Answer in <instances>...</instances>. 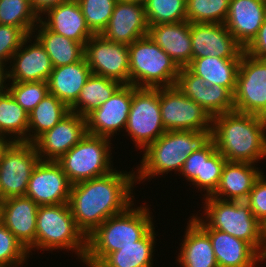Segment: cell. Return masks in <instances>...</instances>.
Returning a JSON list of instances; mask_svg holds the SVG:
<instances>
[{"label": "cell", "mask_w": 266, "mask_h": 267, "mask_svg": "<svg viewBox=\"0 0 266 267\" xmlns=\"http://www.w3.org/2000/svg\"><path fill=\"white\" fill-rule=\"evenodd\" d=\"M135 176V172L114 170L71 186L68 204L77 227L86 237L109 217L134 204L131 191L137 183Z\"/></svg>", "instance_id": "1"}, {"label": "cell", "mask_w": 266, "mask_h": 267, "mask_svg": "<svg viewBox=\"0 0 266 267\" xmlns=\"http://www.w3.org/2000/svg\"><path fill=\"white\" fill-rule=\"evenodd\" d=\"M265 132L263 116L234 110L212 117V140L230 162L255 164L260 158H266Z\"/></svg>", "instance_id": "2"}, {"label": "cell", "mask_w": 266, "mask_h": 267, "mask_svg": "<svg viewBox=\"0 0 266 267\" xmlns=\"http://www.w3.org/2000/svg\"><path fill=\"white\" fill-rule=\"evenodd\" d=\"M130 205L124 212L109 217L89 236L83 262L97 267L110 253L140 240L154 225L149 208Z\"/></svg>", "instance_id": "3"}, {"label": "cell", "mask_w": 266, "mask_h": 267, "mask_svg": "<svg viewBox=\"0 0 266 267\" xmlns=\"http://www.w3.org/2000/svg\"><path fill=\"white\" fill-rule=\"evenodd\" d=\"M212 141V130L166 131L144 149L135 181H142L175 170L180 172L192 152L204 149Z\"/></svg>", "instance_id": "4"}, {"label": "cell", "mask_w": 266, "mask_h": 267, "mask_svg": "<svg viewBox=\"0 0 266 267\" xmlns=\"http://www.w3.org/2000/svg\"><path fill=\"white\" fill-rule=\"evenodd\" d=\"M204 203L208 222L201 217L191 216L201 228L217 229L242 239L266 259L263 225L255 218L245 201H226L208 196Z\"/></svg>", "instance_id": "5"}, {"label": "cell", "mask_w": 266, "mask_h": 267, "mask_svg": "<svg viewBox=\"0 0 266 267\" xmlns=\"http://www.w3.org/2000/svg\"><path fill=\"white\" fill-rule=\"evenodd\" d=\"M130 84L137 88L175 86L180 68L148 35L128 45Z\"/></svg>", "instance_id": "6"}, {"label": "cell", "mask_w": 266, "mask_h": 267, "mask_svg": "<svg viewBox=\"0 0 266 267\" xmlns=\"http://www.w3.org/2000/svg\"><path fill=\"white\" fill-rule=\"evenodd\" d=\"M35 248L73 249L84 260L87 237L77 227L68 203L38 206Z\"/></svg>", "instance_id": "7"}, {"label": "cell", "mask_w": 266, "mask_h": 267, "mask_svg": "<svg viewBox=\"0 0 266 267\" xmlns=\"http://www.w3.org/2000/svg\"><path fill=\"white\" fill-rule=\"evenodd\" d=\"M110 139L88 134L57 162L70 183L104 176L112 171Z\"/></svg>", "instance_id": "8"}, {"label": "cell", "mask_w": 266, "mask_h": 267, "mask_svg": "<svg viewBox=\"0 0 266 267\" xmlns=\"http://www.w3.org/2000/svg\"><path fill=\"white\" fill-rule=\"evenodd\" d=\"M125 130L139 149H145L166 132L161 118L159 88L134 86Z\"/></svg>", "instance_id": "9"}, {"label": "cell", "mask_w": 266, "mask_h": 267, "mask_svg": "<svg viewBox=\"0 0 266 267\" xmlns=\"http://www.w3.org/2000/svg\"><path fill=\"white\" fill-rule=\"evenodd\" d=\"M161 118L166 131L212 130V117L176 86L159 88Z\"/></svg>", "instance_id": "10"}, {"label": "cell", "mask_w": 266, "mask_h": 267, "mask_svg": "<svg viewBox=\"0 0 266 267\" xmlns=\"http://www.w3.org/2000/svg\"><path fill=\"white\" fill-rule=\"evenodd\" d=\"M233 102L237 112L266 118V59L242 53Z\"/></svg>", "instance_id": "11"}, {"label": "cell", "mask_w": 266, "mask_h": 267, "mask_svg": "<svg viewBox=\"0 0 266 267\" xmlns=\"http://www.w3.org/2000/svg\"><path fill=\"white\" fill-rule=\"evenodd\" d=\"M40 161L33 143L12 142L0 158V190L3 199L25 196L32 172Z\"/></svg>", "instance_id": "12"}, {"label": "cell", "mask_w": 266, "mask_h": 267, "mask_svg": "<svg viewBox=\"0 0 266 267\" xmlns=\"http://www.w3.org/2000/svg\"><path fill=\"white\" fill-rule=\"evenodd\" d=\"M84 57L92 74L130 84L128 45L94 34L85 43Z\"/></svg>", "instance_id": "13"}, {"label": "cell", "mask_w": 266, "mask_h": 267, "mask_svg": "<svg viewBox=\"0 0 266 267\" xmlns=\"http://www.w3.org/2000/svg\"><path fill=\"white\" fill-rule=\"evenodd\" d=\"M71 186L57 161L40 160L32 172L25 196L38 206L68 203Z\"/></svg>", "instance_id": "14"}, {"label": "cell", "mask_w": 266, "mask_h": 267, "mask_svg": "<svg viewBox=\"0 0 266 267\" xmlns=\"http://www.w3.org/2000/svg\"><path fill=\"white\" fill-rule=\"evenodd\" d=\"M87 133L86 117L70 112L52 129L40 135L33 144L40 160L58 161Z\"/></svg>", "instance_id": "15"}, {"label": "cell", "mask_w": 266, "mask_h": 267, "mask_svg": "<svg viewBox=\"0 0 266 267\" xmlns=\"http://www.w3.org/2000/svg\"><path fill=\"white\" fill-rule=\"evenodd\" d=\"M134 85H122L106 102L86 116L88 134L110 139L126 128Z\"/></svg>", "instance_id": "16"}, {"label": "cell", "mask_w": 266, "mask_h": 267, "mask_svg": "<svg viewBox=\"0 0 266 267\" xmlns=\"http://www.w3.org/2000/svg\"><path fill=\"white\" fill-rule=\"evenodd\" d=\"M192 59L217 57L241 59L244 48L225 24L191 23Z\"/></svg>", "instance_id": "17"}, {"label": "cell", "mask_w": 266, "mask_h": 267, "mask_svg": "<svg viewBox=\"0 0 266 267\" xmlns=\"http://www.w3.org/2000/svg\"><path fill=\"white\" fill-rule=\"evenodd\" d=\"M175 86L205 109L211 117L234 111L233 94L226 87L218 84L208 85L187 67L180 68Z\"/></svg>", "instance_id": "18"}, {"label": "cell", "mask_w": 266, "mask_h": 267, "mask_svg": "<svg viewBox=\"0 0 266 267\" xmlns=\"http://www.w3.org/2000/svg\"><path fill=\"white\" fill-rule=\"evenodd\" d=\"M148 29L144 5L118 0L101 35L111 42L131 45L147 36Z\"/></svg>", "instance_id": "19"}, {"label": "cell", "mask_w": 266, "mask_h": 267, "mask_svg": "<svg viewBox=\"0 0 266 267\" xmlns=\"http://www.w3.org/2000/svg\"><path fill=\"white\" fill-rule=\"evenodd\" d=\"M38 205L26 196L10 197L2 201L1 222L30 250L35 248Z\"/></svg>", "instance_id": "20"}, {"label": "cell", "mask_w": 266, "mask_h": 267, "mask_svg": "<svg viewBox=\"0 0 266 267\" xmlns=\"http://www.w3.org/2000/svg\"><path fill=\"white\" fill-rule=\"evenodd\" d=\"M30 37L32 35L23 41L11 57L13 65L11 64L12 68L8 70V78L12 79V82H47L51 75L53 65L49 55L37 39L34 44L26 46L27 41H31Z\"/></svg>", "instance_id": "21"}, {"label": "cell", "mask_w": 266, "mask_h": 267, "mask_svg": "<svg viewBox=\"0 0 266 267\" xmlns=\"http://www.w3.org/2000/svg\"><path fill=\"white\" fill-rule=\"evenodd\" d=\"M266 18V0H230L225 21L228 31L245 48L257 35Z\"/></svg>", "instance_id": "22"}, {"label": "cell", "mask_w": 266, "mask_h": 267, "mask_svg": "<svg viewBox=\"0 0 266 267\" xmlns=\"http://www.w3.org/2000/svg\"><path fill=\"white\" fill-rule=\"evenodd\" d=\"M148 36L179 68L187 67L192 61L191 23L188 21L151 25Z\"/></svg>", "instance_id": "23"}, {"label": "cell", "mask_w": 266, "mask_h": 267, "mask_svg": "<svg viewBox=\"0 0 266 267\" xmlns=\"http://www.w3.org/2000/svg\"><path fill=\"white\" fill-rule=\"evenodd\" d=\"M202 229L209 235L218 267H255L260 260H265L242 239L217 229Z\"/></svg>", "instance_id": "24"}, {"label": "cell", "mask_w": 266, "mask_h": 267, "mask_svg": "<svg viewBox=\"0 0 266 267\" xmlns=\"http://www.w3.org/2000/svg\"><path fill=\"white\" fill-rule=\"evenodd\" d=\"M45 19L41 22L51 31L63 35L85 46V43L94 35L86 25L85 17L76 0L49 8Z\"/></svg>", "instance_id": "25"}, {"label": "cell", "mask_w": 266, "mask_h": 267, "mask_svg": "<svg viewBox=\"0 0 266 267\" xmlns=\"http://www.w3.org/2000/svg\"><path fill=\"white\" fill-rule=\"evenodd\" d=\"M91 74L85 57L72 64L53 67L47 80L48 92L70 108L77 101L82 87Z\"/></svg>", "instance_id": "26"}, {"label": "cell", "mask_w": 266, "mask_h": 267, "mask_svg": "<svg viewBox=\"0 0 266 267\" xmlns=\"http://www.w3.org/2000/svg\"><path fill=\"white\" fill-rule=\"evenodd\" d=\"M253 165V163L226 161L219 186L212 197L226 201H246L255 180L262 173Z\"/></svg>", "instance_id": "27"}, {"label": "cell", "mask_w": 266, "mask_h": 267, "mask_svg": "<svg viewBox=\"0 0 266 267\" xmlns=\"http://www.w3.org/2000/svg\"><path fill=\"white\" fill-rule=\"evenodd\" d=\"M177 261L182 267H218L209 235L191 218Z\"/></svg>", "instance_id": "28"}, {"label": "cell", "mask_w": 266, "mask_h": 267, "mask_svg": "<svg viewBox=\"0 0 266 267\" xmlns=\"http://www.w3.org/2000/svg\"><path fill=\"white\" fill-rule=\"evenodd\" d=\"M240 60L207 56L192 59L187 68L208 85H221L234 94Z\"/></svg>", "instance_id": "29"}, {"label": "cell", "mask_w": 266, "mask_h": 267, "mask_svg": "<svg viewBox=\"0 0 266 267\" xmlns=\"http://www.w3.org/2000/svg\"><path fill=\"white\" fill-rule=\"evenodd\" d=\"M38 24L37 28L40 29L35 38L49 55L53 67L72 64L84 58L85 46L83 44L49 30L41 20Z\"/></svg>", "instance_id": "30"}, {"label": "cell", "mask_w": 266, "mask_h": 267, "mask_svg": "<svg viewBox=\"0 0 266 267\" xmlns=\"http://www.w3.org/2000/svg\"><path fill=\"white\" fill-rule=\"evenodd\" d=\"M154 226L132 245L110 253L97 267H152Z\"/></svg>", "instance_id": "31"}, {"label": "cell", "mask_w": 266, "mask_h": 267, "mask_svg": "<svg viewBox=\"0 0 266 267\" xmlns=\"http://www.w3.org/2000/svg\"><path fill=\"white\" fill-rule=\"evenodd\" d=\"M121 86L118 81L91 74L82 87L77 101L70 107V112L86 117L106 102Z\"/></svg>", "instance_id": "32"}, {"label": "cell", "mask_w": 266, "mask_h": 267, "mask_svg": "<svg viewBox=\"0 0 266 267\" xmlns=\"http://www.w3.org/2000/svg\"><path fill=\"white\" fill-rule=\"evenodd\" d=\"M69 113L70 108L56 96L50 93L45 95L36 107L29 112L28 142L33 143L40 135L52 129Z\"/></svg>", "instance_id": "33"}, {"label": "cell", "mask_w": 266, "mask_h": 267, "mask_svg": "<svg viewBox=\"0 0 266 267\" xmlns=\"http://www.w3.org/2000/svg\"><path fill=\"white\" fill-rule=\"evenodd\" d=\"M28 124L29 113L16 102L10 92L0 95V135L13 134V142H28Z\"/></svg>", "instance_id": "34"}, {"label": "cell", "mask_w": 266, "mask_h": 267, "mask_svg": "<svg viewBox=\"0 0 266 267\" xmlns=\"http://www.w3.org/2000/svg\"><path fill=\"white\" fill-rule=\"evenodd\" d=\"M40 18L32 8L30 0H0L2 25L19 27L29 36L33 35L34 29L38 30L35 27Z\"/></svg>", "instance_id": "35"}, {"label": "cell", "mask_w": 266, "mask_h": 267, "mask_svg": "<svg viewBox=\"0 0 266 267\" xmlns=\"http://www.w3.org/2000/svg\"><path fill=\"white\" fill-rule=\"evenodd\" d=\"M229 6L230 0H187L186 21L224 24Z\"/></svg>", "instance_id": "36"}, {"label": "cell", "mask_w": 266, "mask_h": 267, "mask_svg": "<svg viewBox=\"0 0 266 267\" xmlns=\"http://www.w3.org/2000/svg\"><path fill=\"white\" fill-rule=\"evenodd\" d=\"M148 26L186 21L187 0H146Z\"/></svg>", "instance_id": "37"}, {"label": "cell", "mask_w": 266, "mask_h": 267, "mask_svg": "<svg viewBox=\"0 0 266 267\" xmlns=\"http://www.w3.org/2000/svg\"><path fill=\"white\" fill-rule=\"evenodd\" d=\"M93 34H101L110 21L118 0H76Z\"/></svg>", "instance_id": "38"}, {"label": "cell", "mask_w": 266, "mask_h": 267, "mask_svg": "<svg viewBox=\"0 0 266 267\" xmlns=\"http://www.w3.org/2000/svg\"><path fill=\"white\" fill-rule=\"evenodd\" d=\"M8 91L28 113L49 93L46 81L12 82Z\"/></svg>", "instance_id": "39"}, {"label": "cell", "mask_w": 266, "mask_h": 267, "mask_svg": "<svg viewBox=\"0 0 266 267\" xmlns=\"http://www.w3.org/2000/svg\"><path fill=\"white\" fill-rule=\"evenodd\" d=\"M30 255L23 244L0 222V266L18 267Z\"/></svg>", "instance_id": "40"}, {"label": "cell", "mask_w": 266, "mask_h": 267, "mask_svg": "<svg viewBox=\"0 0 266 267\" xmlns=\"http://www.w3.org/2000/svg\"><path fill=\"white\" fill-rule=\"evenodd\" d=\"M217 151L214 141L212 140L204 149L192 152L186 159L180 174L197 188L203 189V169L204 161H207Z\"/></svg>", "instance_id": "41"}, {"label": "cell", "mask_w": 266, "mask_h": 267, "mask_svg": "<svg viewBox=\"0 0 266 267\" xmlns=\"http://www.w3.org/2000/svg\"><path fill=\"white\" fill-rule=\"evenodd\" d=\"M28 35L19 27L0 24V64L11 60Z\"/></svg>", "instance_id": "42"}, {"label": "cell", "mask_w": 266, "mask_h": 267, "mask_svg": "<svg viewBox=\"0 0 266 267\" xmlns=\"http://www.w3.org/2000/svg\"><path fill=\"white\" fill-rule=\"evenodd\" d=\"M226 159L217 150L207 161H204L203 189L208 196H212L219 186L222 170Z\"/></svg>", "instance_id": "43"}, {"label": "cell", "mask_w": 266, "mask_h": 267, "mask_svg": "<svg viewBox=\"0 0 266 267\" xmlns=\"http://www.w3.org/2000/svg\"><path fill=\"white\" fill-rule=\"evenodd\" d=\"M264 173L255 180L246 203L249 205L255 218L264 225L266 223V179Z\"/></svg>", "instance_id": "44"}, {"label": "cell", "mask_w": 266, "mask_h": 267, "mask_svg": "<svg viewBox=\"0 0 266 267\" xmlns=\"http://www.w3.org/2000/svg\"><path fill=\"white\" fill-rule=\"evenodd\" d=\"M244 52L255 58L266 59V18L257 35L244 48Z\"/></svg>", "instance_id": "45"}, {"label": "cell", "mask_w": 266, "mask_h": 267, "mask_svg": "<svg viewBox=\"0 0 266 267\" xmlns=\"http://www.w3.org/2000/svg\"><path fill=\"white\" fill-rule=\"evenodd\" d=\"M71 0H30V4L34 11L37 13L39 17L43 13H46V11L49 8L55 7L57 5L69 2Z\"/></svg>", "instance_id": "46"}, {"label": "cell", "mask_w": 266, "mask_h": 267, "mask_svg": "<svg viewBox=\"0 0 266 267\" xmlns=\"http://www.w3.org/2000/svg\"><path fill=\"white\" fill-rule=\"evenodd\" d=\"M4 67H5L4 64H0V95L8 91V86L6 87L5 86L6 82H4L8 79V71H6Z\"/></svg>", "instance_id": "47"}, {"label": "cell", "mask_w": 266, "mask_h": 267, "mask_svg": "<svg viewBox=\"0 0 266 267\" xmlns=\"http://www.w3.org/2000/svg\"><path fill=\"white\" fill-rule=\"evenodd\" d=\"M6 136L0 135V158L3 155L4 151L9 147V145L13 142L5 138ZM6 139V140H5Z\"/></svg>", "instance_id": "48"}, {"label": "cell", "mask_w": 266, "mask_h": 267, "mask_svg": "<svg viewBox=\"0 0 266 267\" xmlns=\"http://www.w3.org/2000/svg\"><path fill=\"white\" fill-rule=\"evenodd\" d=\"M119 1H122V2H130V3H138V4H141V5H144L146 0H119Z\"/></svg>", "instance_id": "49"}, {"label": "cell", "mask_w": 266, "mask_h": 267, "mask_svg": "<svg viewBox=\"0 0 266 267\" xmlns=\"http://www.w3.org/2000/svg\"><path fill=\"white\" fill-rule=\"evenodd\" d=\"M1 216H2V201H0V222H1Z\"/></svg>", "instance_id": "50"}, {"label": "cell", "mask_w": 266, "mask_h": 267, "mask_svg": "<svg viewBox=\"0 0 266 267\" xmlns=\"http://www.w3.org/2000/svg\"><path fill=\"white\" fill-rule=\"evenodd\" d=\"M263 232H264V236L266 238V223L263 225Z\"/></svg>", "instance_id": "51"}, {"label": "cell", "mask_w": 266, "mask_h": 267, "mask_svg": "<svg viewBox=\"0 0 266 267\" xmlns=\"http://www.w3.org/2000/svg\"><path fill=\"white\" fill-rule=\"evenodd\" d=\"M3 197H2V194H1V190H0V201H3Z\"/></svg>", "instance_id": "52"}]
</instances>
